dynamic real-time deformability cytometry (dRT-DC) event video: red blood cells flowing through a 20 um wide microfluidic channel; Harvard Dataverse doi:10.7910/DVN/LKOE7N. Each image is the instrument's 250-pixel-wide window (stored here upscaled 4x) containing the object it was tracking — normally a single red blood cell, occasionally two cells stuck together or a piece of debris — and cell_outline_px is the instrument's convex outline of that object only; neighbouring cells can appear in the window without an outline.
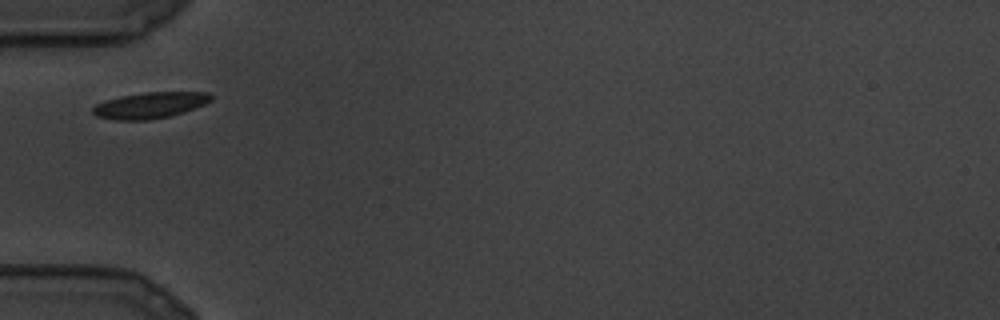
{"species": "common noctule bat (a hibernating species)", "species_latin": "Nyctalus noctula", "temperature_condition": "cold", "stored_images_in_passage": 16, "camera_frame_rate_fps": 3000, "um_per_image_px": 0.085, "animal": {"sex": "male", "body_mass_g": 19.5, "forearm_length_mm": 54.6}, "frame": {"image": 1, "passage_image": 1, "time_ms": 0.0, "image_size_px": [1000, 320], "cell_outline_px": [[212, 100], [204, 104], [184, 112], [168, 116], [148, 120], [116, 120], [96, 116], [92, 112], [92, 108], [96, 104], [104, 100], [120, 96], [148, 92], [208, 92], [212, 96]], "centroid_in_image_um": [12.73, 8.94], "position_along_channel_um": 72.3, "area_um2": 17.92}}
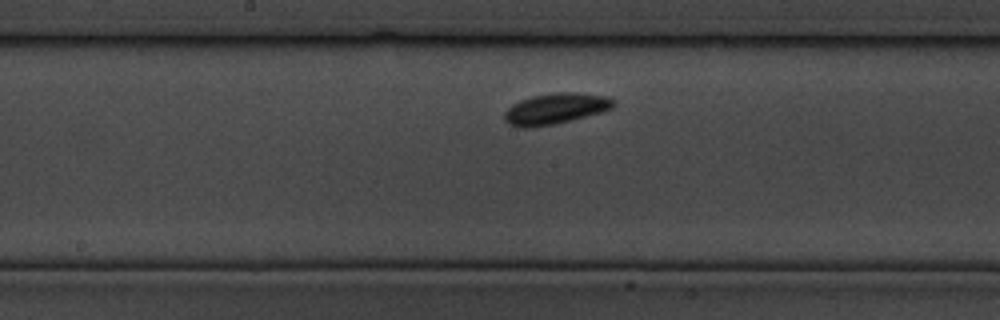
{"frame": {"image": 2, "passage_image": 7, "time_ms": 2.0, "image_size_px": [1000, 320], "cell_outline_px": [[616, 104], [612, 108], [600, 112], [552, 124], [528, 128], [520, 128], [508, 124], [504, 120], [504, 112], [512, 104], [520, 100], [532, 96], [556, 92], [572, 92], [608, 96], [616, 100]], "centroid_in_image_um": [47.19, 9.22], "position_along_channel_um": 201.0, "area_um2": 19.54}}
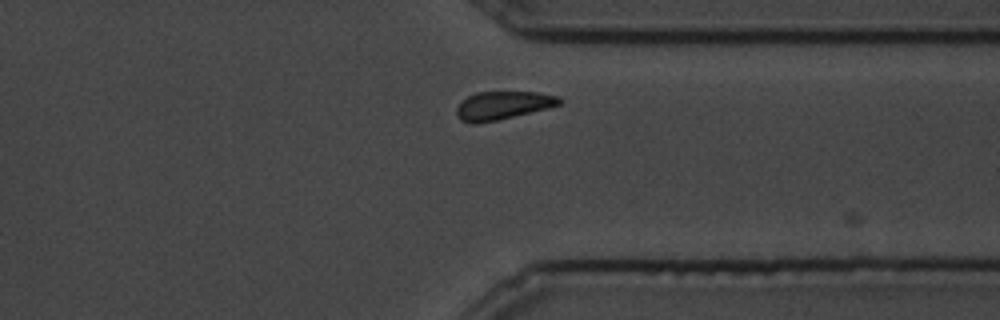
{"frame": {"image": 3, "passage_image": 14, "time_ms": 4.333, "image_size_px": [1000, 320], "cell_outline_px": [[564, 100], [560, 104], [548, 108], [496, 120], [476, 124], [468, 124], [460, 120], [456, 116], [456, 108], [460, 100], [476, 92], [536, 92], [560, 96]], "centroid_in_image_um": [42.7, 8.96], "position_along_channel_um": 368.7, "area_um2": 17.11}}